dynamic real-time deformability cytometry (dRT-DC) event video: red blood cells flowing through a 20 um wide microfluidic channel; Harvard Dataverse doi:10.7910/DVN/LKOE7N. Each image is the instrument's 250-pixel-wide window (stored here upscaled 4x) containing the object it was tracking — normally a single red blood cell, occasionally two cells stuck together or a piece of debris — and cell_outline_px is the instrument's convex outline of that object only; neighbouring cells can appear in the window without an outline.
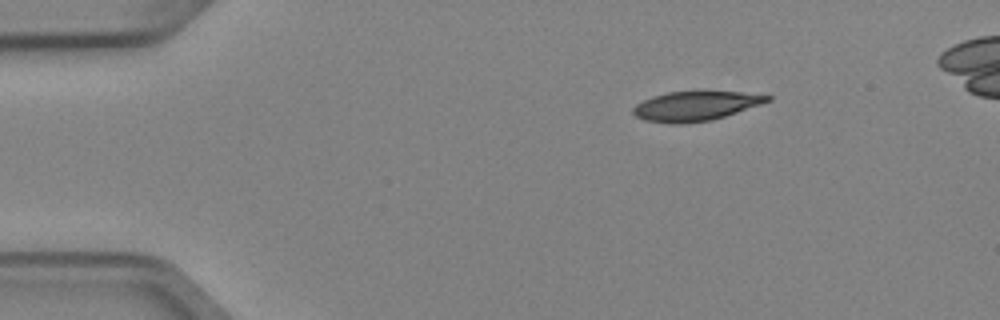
{"species": "Egyptian fruit bat (a non-hibernating species)", "species_latin": "Rousettus aegyptiacus", "temperature_condition": "cold", "stored_images_in_passage": 2, "camera_frame_rate_fps": 3000, "um_per_image_px": 0.085, "animal": {"sex": "female"}, "frame": {"image": 1, "passage_image": 2, "time_ms": 0.333, "image_size_px": [1000, 320], "cell_outline_px": [[772, 100], [712, 120], [680, 124], [672, 124], [644, 120], [636, 116], [632, 112], [632, 108], [636, 104], [652, 96], [668, 92], [696, 88], [700, 88], [740, 92], [772, 96]], "centroid_in_image_um": [59.1, 8.96], "position_along_channel_um": 25.9, "area_um2": 23.87}}